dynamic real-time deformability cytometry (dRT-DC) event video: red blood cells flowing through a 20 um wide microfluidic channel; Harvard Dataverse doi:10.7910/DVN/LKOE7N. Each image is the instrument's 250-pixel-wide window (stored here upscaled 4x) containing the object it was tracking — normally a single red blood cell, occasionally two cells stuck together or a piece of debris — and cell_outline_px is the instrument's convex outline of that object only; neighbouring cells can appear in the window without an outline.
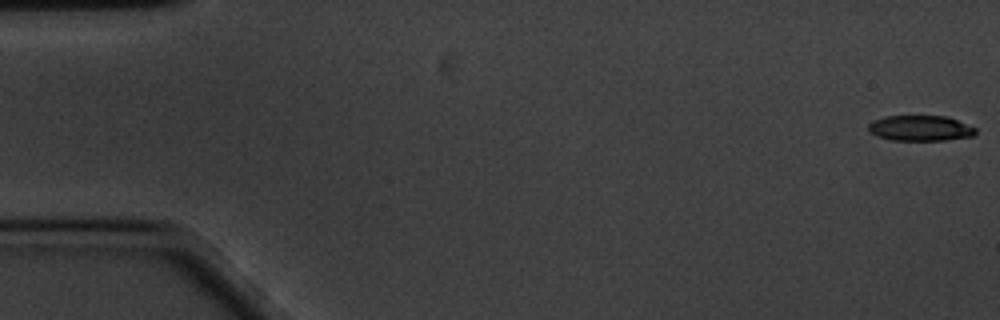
{"species": "common noctule bat (a hibernating species)", "species_latin": "Nyctalus noctula", "temperature_condition": "cold", "stored_images_in_passage": 15, "camera_frame_rate_fps": 3000, "um_per_image_px": 0.085, "animal": {"sex": "male", "body_mass_g": 20.1, "forearm_length_mm": 53.5}, "frame": {"image": 1, "passage_image": 1, "time_ms": 0.0, "image_size_px": [1000, 320], "cell_outline_px": [[976, 132], [972, 136], [944, 140], [892, 140], [876, 136], [868, 128], [868, 124], [872, 120], [884, 116], [948, 116], [976, 128]], "centroid_in_image_um": [78.21, 10.89], "position_along_channel_um": 6.8, "area_um2": 15.9}}
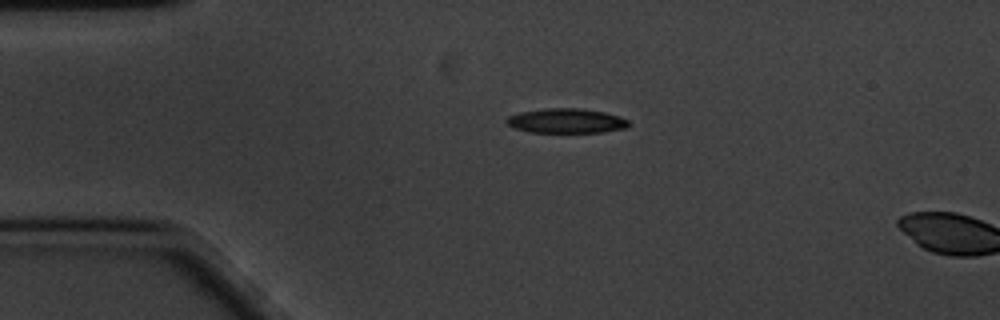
{"frame": {"image": 2, "passage_image": 13, "time_ms": 4.0, "image_size_px": [1000, 320], "cell_outline_px": [[628, 128], [604, 132], [528, 132], [516, 128], [508, 124], [504, 120], [508, 116], [520, 112], [544, 108], [584, 108], [604, 112], [628, 120]], "centroid_in_image_um": [48.12, 10.27], "position_along_channel_um": 36.9, "area_um2": 17.51}}